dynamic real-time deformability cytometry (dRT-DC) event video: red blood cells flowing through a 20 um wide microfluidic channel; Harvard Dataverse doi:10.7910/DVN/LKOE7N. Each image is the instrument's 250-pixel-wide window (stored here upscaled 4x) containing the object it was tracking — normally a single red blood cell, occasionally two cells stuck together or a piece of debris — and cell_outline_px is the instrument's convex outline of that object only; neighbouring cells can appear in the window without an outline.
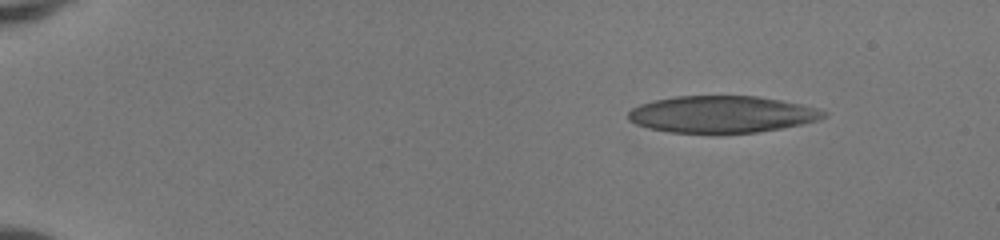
{"species": "human", "species_latin": "Homo sapiens", "temperature_condition": "room temperature", "stored_images_in_passage": 45, "camera_frame_rate_fps": 3000, "um_per_image_px": 0.085, "donor": {"sex": "female"}, "frame": {"image": 1, "passage_image": 1, "time_ms": 0.0, "image_size_px": [1000, 240], "cell_outline_px": [[828, 112], [824, 116], [816, 120], [800, 124], [780, 128], [756, 132], [672, 132], [652, 128], [636, 124], [628, 120], [628, 112], [632, 108], [640, 104], [656, 100], [676, 96], [756, 96], [780, 100], [816, 108]], "centroid_in_image_um": [61.33, 9.7], "position_along_channel_um": 23.7, "area_um2": 41.15}}
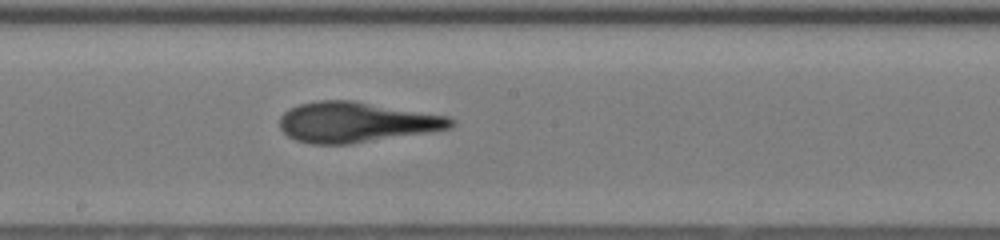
{"frame": {"image": 2, "passage_image": 24, "time_ms": 7.667, "image_size_px": [1000, 240], "cell_outline_px": [[456, 124], [448, 128], [352, 144], [312, 144], [296, 140], [288, 136], [280, 128], [280, 116], [284, 112], [300, 104], [320, 100], [352, 100], [448, 116], [456, 120]], "centroid_in_image_um": [30.25, 10.38], "position_along_channel_um": 217.9, "area_um2": 39.88}}
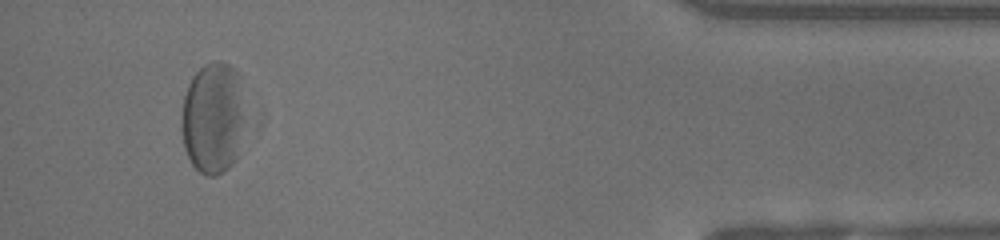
{"frame": {"image": 3, "passage_image": 42, "time_ms": 13.667, "image_size_px": [1000, 240], "cell_outline_px": [[240, 120], [232, 164], [228, 168], [216, 176], [208, 176], [200, 172], [192, 164], [184, 148], [184, 96], [188, 84], [192, 76], [204, 64], [212, 60], [220, 60], [228, 64], [236, 72], [240, 112]], "centroid_in_image_um": [18.0, 10.0], "position_along_channel_um": 417.2, "area_um2": 38.67}}